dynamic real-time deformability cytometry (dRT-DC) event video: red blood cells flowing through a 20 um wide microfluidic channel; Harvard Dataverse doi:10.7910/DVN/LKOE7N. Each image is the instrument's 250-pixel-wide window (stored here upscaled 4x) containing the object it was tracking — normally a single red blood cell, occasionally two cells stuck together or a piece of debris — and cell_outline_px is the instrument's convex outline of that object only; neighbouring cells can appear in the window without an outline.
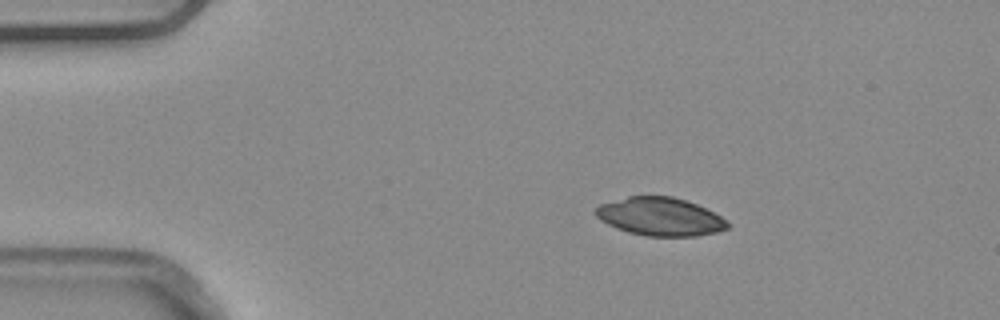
{"species": "common noctule bat (a hibernating species)", "species_latin": "Nyctalus noctula", "temperature_condition": "warm", "stored_images_in_passage": 5, "camera_frame_rate_fps": 3000, "um_per_image_px": 0.085, "animal": {"sex": "male", "body_mass_g": 20.4}, "frame": {"image": 1, "passage_image": 1, "time_ms": 0.0, "image_size_px": [1000, 320], "cell_outline_px": [[728, 228], [716, 232], [696, 236], [644, 236], [628, 232], [616, 228], [600, 220], [596, 216], [596, 208], [600, 204], [628, 196], [672, 196], [696, 204], [728, 220]], "centroid_in_image_um": [56.1, 18.42], "position_along_channel_um": 28.9, "area_um2": 29.19}}